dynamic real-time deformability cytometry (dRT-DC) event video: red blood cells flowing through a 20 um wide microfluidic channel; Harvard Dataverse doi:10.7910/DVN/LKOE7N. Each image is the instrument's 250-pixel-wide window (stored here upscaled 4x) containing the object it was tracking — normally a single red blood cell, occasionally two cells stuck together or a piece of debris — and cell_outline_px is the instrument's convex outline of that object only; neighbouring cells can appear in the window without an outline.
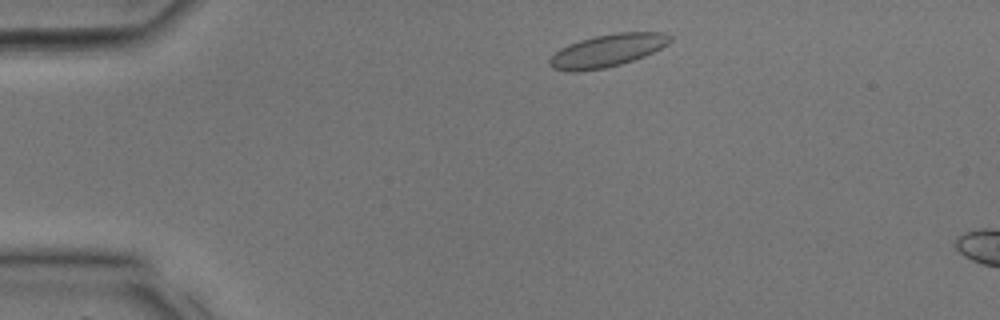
{"species": "common noctule bat (a hibernating species)", "species_latin": "Nyctalus noctula", "temperature_condition": "room temperature", "stored_images_in_passage": 6, "camera_frame_rate_fps": 3000, "um_per_image_px": 0.085, "animal": {"sex": "male", "body_mass_g": 17.9, "forearm_length_mm": 54.2}, "frame": {"image": 1, "passage_image": 2, "time_ms": 0.333, "image_size_px": [1000, 320], "cell_outline_px": [[672, 40], [668, 44], [644, 56], [620, 64], [604, 68], [576, 72], [568, 72], [552, 68], [548, 64], [548, 60], [560, 48], [568, 44], [580, 40], [596, 36], [616, 32], [664, 32], [672, 36]], "centroid_in_image_um": [51.61, 4.3], "position_along_channel_um": 33.4, "area_um2": 22.89}}